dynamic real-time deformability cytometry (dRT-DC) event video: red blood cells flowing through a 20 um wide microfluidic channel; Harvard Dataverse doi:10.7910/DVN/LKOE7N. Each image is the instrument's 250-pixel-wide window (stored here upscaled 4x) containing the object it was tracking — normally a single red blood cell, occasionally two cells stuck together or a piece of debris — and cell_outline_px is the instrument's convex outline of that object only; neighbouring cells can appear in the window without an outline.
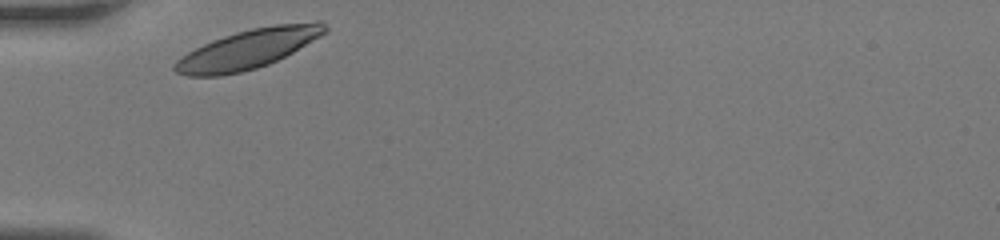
{"species": "human", "species_latin": "Homo sapiens", "temperature_condition": "room temperature", "stored_images_in_passage": 28, "camera_frame_rate_fps": 3000, "um_per_image_px": 0.085, "donor": {"sex": "female"}, "frame": {"image": 1, "passage_image": 1, "time_ms": 0.0, "image_size_px": [1000, 240], "cell_outline_px": [[328, 28], [320, 36], [292, 52], [268, 64], [256, 68], [240, 72], [220, 76], [188, 76], [176, 72], [172, 68], [172, 64], [176, 60], [188, 52], [212, 40], [236, 32], [252, 28], [276, 24], [316, 20], [324, 20]], "centroid_in_image_um": [21.09, 4.15], "position_along_channel_um": 63.9, "area_um2": 34.28}}
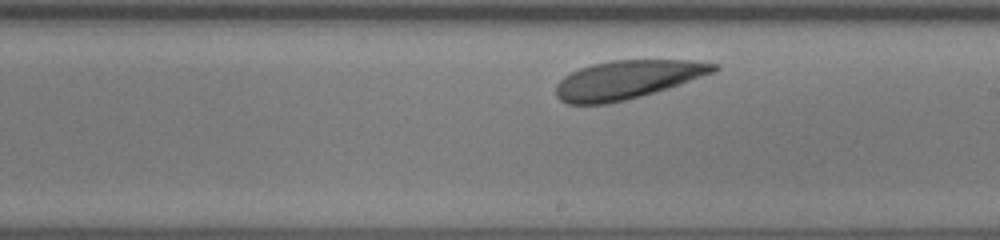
{"frame": {"image": 2, "passage_image": 16, "time_ms": 5.0, "image_size_px": [1000, 240], "cell_outline_px": [[720, 68], [716, 72], [668, 88], [640, 96], [608, 104], [568, 104], [560, 100], [556, 96], [556, 84], [564, 76], [580, 68], [592, 64], [612, 60], [692, 60], [720, 64]], "centroid_in_image_um": [53.34, 6.76], "position_along_channel_um": 235.7, "area_um2": 35.43}}
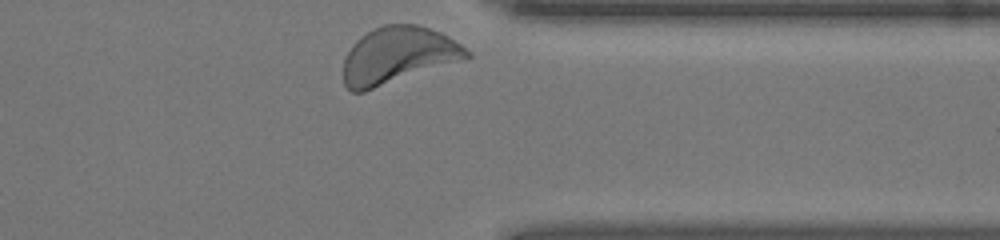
{"frame": {"image": 3, "passage_image": 28, "time_ms": 9.0, "image_size_px": [1000, 240], "cell_outline_px": [[472, 56], [364, 92], [352, 92], [344, 84], [344, 60], [348, 52], [356, 40], [372, 28], [384, 24], [416, 24], [440, 32], [448, 36], [472, 52]], "centroid_in_image_um": [33.81, 4.69], "position_along_channel_um": 377.6, "area_um2": 40.34}, "authors_computed_cell_mechanics": {"area_um2": 34.7667, "velocity_mm_per_s": 3.5594, "shape_relaxation_time_tau1_ms": 1.819, "shape_relaxation_time_tau2_ms": 8.4544, "deformation_change_tau1": 0.1001, "deformation_change_tau2": 0.0982}}